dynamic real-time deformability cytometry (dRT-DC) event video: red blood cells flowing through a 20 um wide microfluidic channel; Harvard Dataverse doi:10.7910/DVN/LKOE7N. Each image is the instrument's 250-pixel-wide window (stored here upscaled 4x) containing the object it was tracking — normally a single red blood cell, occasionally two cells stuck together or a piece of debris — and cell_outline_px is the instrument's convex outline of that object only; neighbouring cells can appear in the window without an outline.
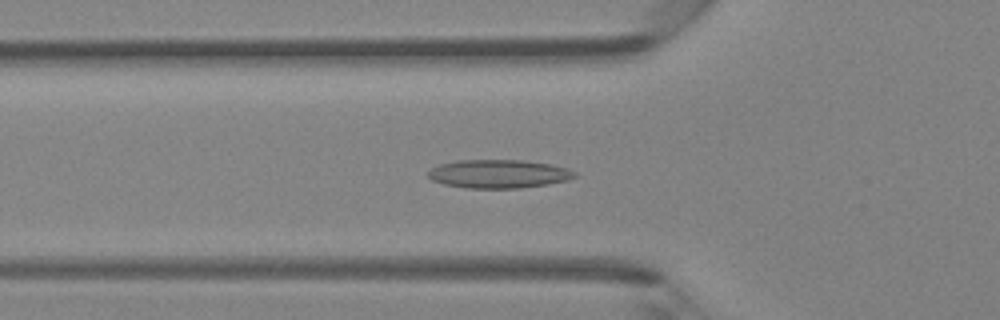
{"species": "Egyptian fruit bat (a non-hibernating species)", "species_latin": "Rousettus aegyptiacus", "temperature_condition": "room temperature", "stored_images_in_passage": 48, "camera_frame_rate_fps": 3000, "um_per_image_px": 0.085, "animal": {"sex": "female"}, "frame": {"image": 1, "passage_image": 17, "time_ms": 5.333, "image_size_px": [1000, 320], "cell_outline_px": [[576, 176], [568, 180], [548, 184], [520, 188], [464, 188], [444, 184], [432, 180], [428, 176], [428, 172], [432, 168], [440, 164], [456, 160], [524, 160], [552, 164], [568, 168], [576, 172]], "centroid_in_image_um": [42.4, 14.77], "position_along_channel_um": 83.4, "area_um2": 24.45}}
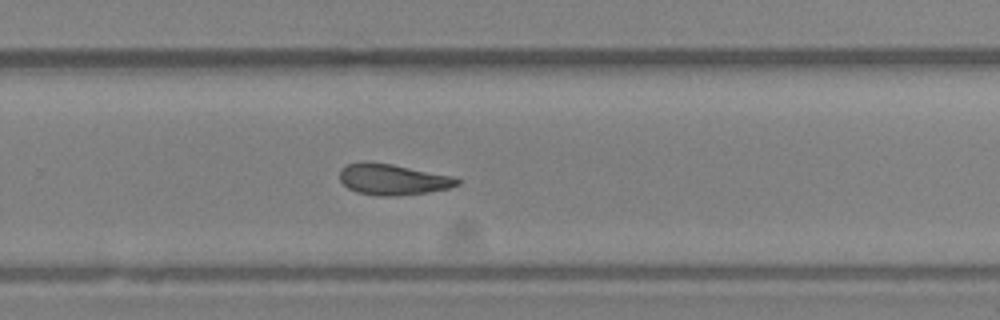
{"frame": {"image": 2, "passage_image": 32, "time_ms": 10.333, "image_size_px": [1000, 320], "cell_outline_px": [[460, 184], [452, 188], [396, 196], [376, 196], [356, 192], [348, 188], [340, 180], [340, 172], [348, 164], [364, 160], [392, 164], [456, 176], [460, 180]], "centroid_in_image_um": [33.42, 15.24], "position_along_channel_um": 296.4, "area_um2": 21.44}}
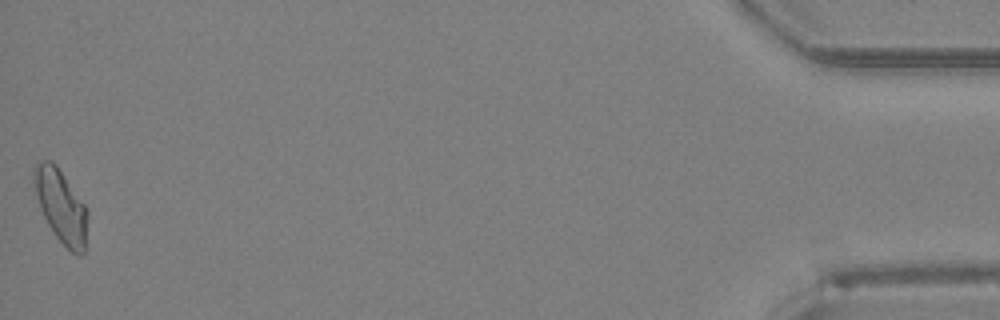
{"frame": {"image": 3, "passage_image": 48, "time_ms": 15.667, "image_size_px": [1000, 320], "cell_outline_px": [[88, 216], [84, 252], [80, 256], [76, 256], [56, 236], [48, 224], [40, 208], [36, 196], [32, 180], [32, 172], [36, 164], [40, 160], [48, 160], [56, 164], [84, 204], [88, 212]], "centroid_in_image_um": [5.17, 17.5], "position_along_channel_um": 430.0, "area_um2": 22.72}, "authors_computed_cell_mechanics": {"area_um2": 22.0218, "velocity_mm_per_s": 4.2621, "shape_relaxation_time_tau1_ms": null, "shape_relaxation_time_tau2_ms": 3.4592, "deformation_change_tau1": null, "deformation_change_tau2": 0.111}}